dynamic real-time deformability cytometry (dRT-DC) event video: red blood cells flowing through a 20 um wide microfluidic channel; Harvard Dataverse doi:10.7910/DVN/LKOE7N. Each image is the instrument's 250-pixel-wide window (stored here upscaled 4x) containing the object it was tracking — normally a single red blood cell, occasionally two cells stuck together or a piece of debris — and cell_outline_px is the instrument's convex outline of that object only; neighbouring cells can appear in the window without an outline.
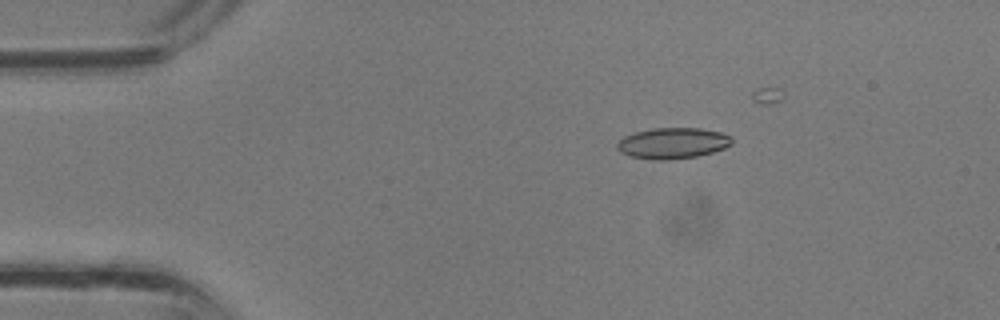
{"species": "common noctule bat (a hibernating species)", "species_latin": "Nyctalus noctula", "temperature_condition": "room temperature", "stored_images_in_passage": 10, "camera_frame_rate_fps": 3000, "um_per_image_px": 0.085, "animal": {"sex": "male", "body_mass_g": 13.3}, "frame": {"image": 1, "passage_image": 1, "time_ms": 0.0, "image_size_px": [1000, 320], "cell_outline_px": [[732, 144], [724, 148], [712, 152], [696, 156], [668, 160], [652, 160], [628, 156], [620, 152], [616, 148], [616, 144], [624, 136], [636, 132], [652, 128], [700, 128], [720, 132], [732, 136]], "centroid_in_image_um": [57.16, 12.17], "position_along_channel_um": 27.8, "area_um2": 20.81}}
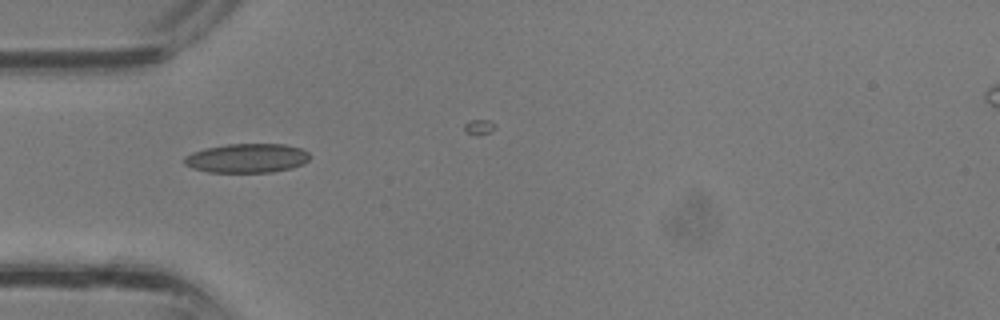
{"frame": {"image": 2, "passage_image": 6, "time_ms": 1.667, "image_size_px": [1000, 320], "cell_outline_px": [[312, 156], [304, 164], [292, 168], [272, 172], [208, 172], [192, 168], [184, 164], [184, 156], [192, 152], [204, 148], [228, 144], [284, 144], [300, 148], [308, 152]], "centroid_in_image_um": [21.0, 13.44], "position_along_channel_um": 64.0, "area_um2": 21.5}}
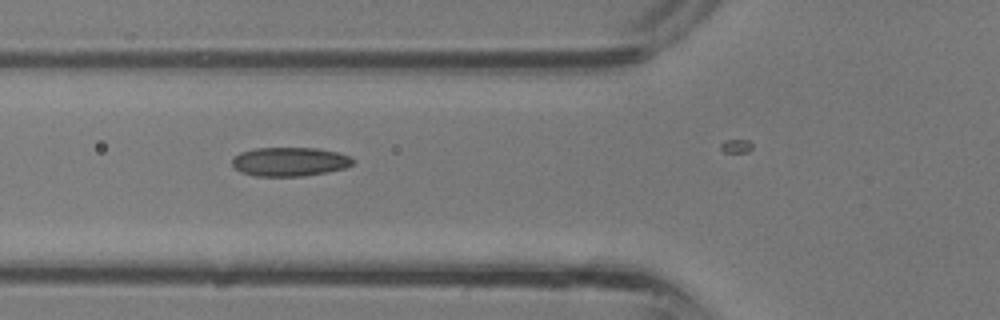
{"frame": {"image": 3, "passage_image": 8, "time_ms": 2.333, "image_size_px": [1000, 320], "cell_outline_px": [[352, 164], [344, 168], [328, 172], [304, 176], [252, 176], [240, 172], [232, 164], [232, 156], [240, 152], [256, 148], [316, 148], [336, 152], [352, 156]], "centroid_in_image_um": [24.59, 13.75], "position_along_channel_um": 101.2, "area_um2": 20.46}}